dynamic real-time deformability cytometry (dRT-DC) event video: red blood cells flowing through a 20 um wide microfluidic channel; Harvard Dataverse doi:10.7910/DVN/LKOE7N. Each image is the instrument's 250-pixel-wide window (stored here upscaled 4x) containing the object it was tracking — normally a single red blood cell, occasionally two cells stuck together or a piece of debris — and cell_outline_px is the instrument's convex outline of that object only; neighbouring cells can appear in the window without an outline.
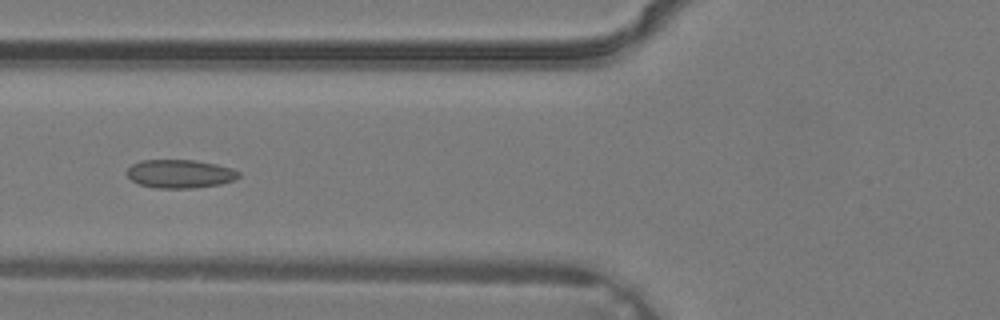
{"species": "common noctule bat (a hibernating species)", "species_latin": "Nyctalus noctula", "temperature_condition": "warm", "stored_images_in_passage": 5, "camera_frame_rate_fps": 3000, "um_per_image_px": 0.085, "animal": {"sex": "male", "body_mass_g": 19.2, "forearm_length_mm": 51.8}, "frame": {"image": 1, "passage_image": 5, "time_ms": 1.333, "image_size_px": [1000, 320], "cell_outline_px": [[240, 176], [232, 180], [220, 184], [192, 188], [156, 188], [140, 184], [132, 180], [128, 176], [128, 168], [132, 164], [140, 160], [196, 160], [216, 164], [232, 168], [240, 172]], "centroid_in_image_um": [15.31, 14.76], "position_along_channel_um": 110.5, "area_um2": 18.44}}